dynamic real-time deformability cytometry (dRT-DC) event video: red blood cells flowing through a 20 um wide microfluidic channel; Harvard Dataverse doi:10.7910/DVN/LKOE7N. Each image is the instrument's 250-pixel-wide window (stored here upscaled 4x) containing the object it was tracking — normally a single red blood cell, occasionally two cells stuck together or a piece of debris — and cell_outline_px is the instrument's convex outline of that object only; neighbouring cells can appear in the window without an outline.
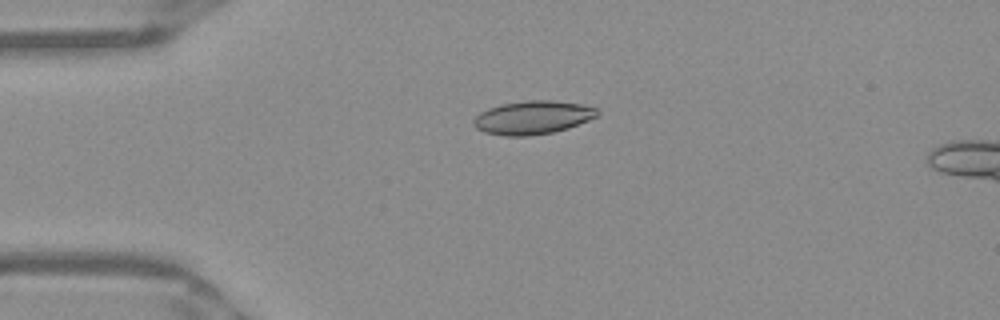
{"species": "Egyptian fruit bat (a non-hibernating species)", "species_latin": "Rousettus aegyptiacus", "temperature_condition": "warm", "stored_images_in_passage": 40, "camera_frame_rate_fps": 3000, "um_per_image_px": 0.085, "frame": {"image": 1, "passage_image": 1, "time_ms": 0.0, "image_size_px": [1000, 320], "cell_outline_px": [[600, 116], [568, 128], [552, 132], [528, 136], [504, 136], [484, 132], [476, 128], [472, 124], [472, 120], [480, 112], [488, 108], [500, 104], [528, 100], [552, 100], [580, 104], [596, 108], [600, 112]], "centroid_in_image_um": [45.27, 9.99], "position_along_channel_um": 39.7, "area_um2": 24.28}}
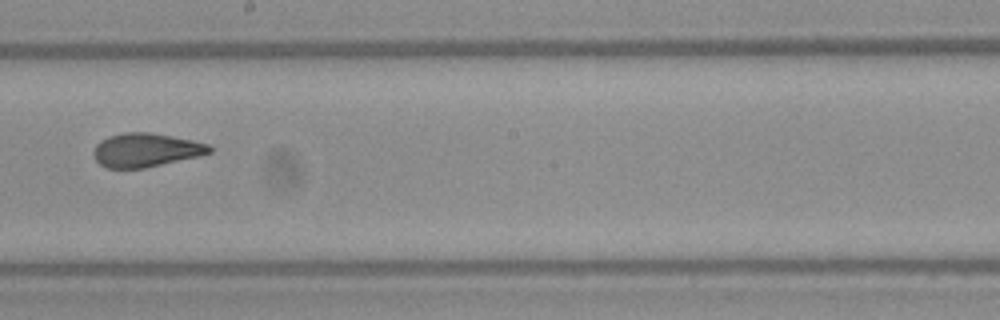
{"frame": {"image": 2, "passage_image": 18, "time_ms": 5.667, "image_size_px": [1000, 320], "cell_outline_px": [[212, 152], [196, 156], [144, 168], [108, 168], [100, 164], [96, 160], [92, 152], [96, 144], [100, 140], [108, 136], [124, 132], [148, 132], [172, 136], [192, 140], [208, 144], [212, 148]], "centroid_in_image_um": [12.35, 12.74], "position_along_channel_um": 235.9, "area_um2": 22.6}}
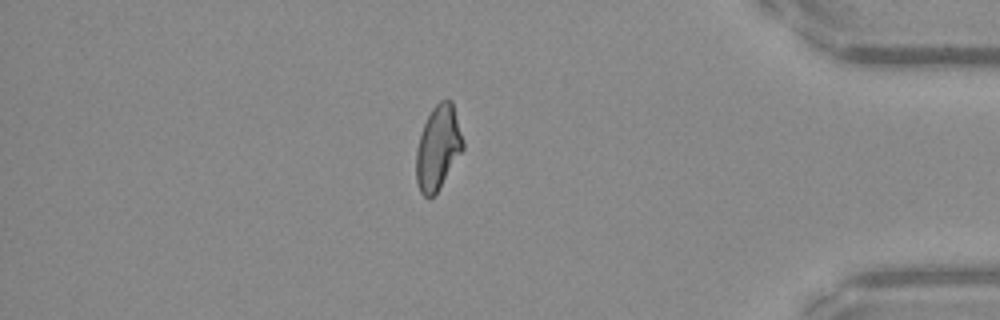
{"frame": {"image": 3, "passage_image": 33, "time_ms": 10.667, "image_size_px": [1000, 320], "cell_outline_px": [[464, 148], [436, 192], [428, 200], [420, 192], [416, 180], [416, 148], [424, 124], [432, 108], [440, 100], [452, 100], [464, 140]], "centroid_in_image_um": [37.23, 12.54], "position_along_channel_um": 398.0, "area_um2": 22.77}, "authors_computed_cell_mechanics": {"area_um2": 23.0044, "velocity_mm_per_s": 3.9474, "shape_relaxation_time_tau1_ms": null, "shape_relaxation_time_tau2_ms": 1.3846, "deformation_change_tau1": null, "deformation_change_tau2": 0.0761}}